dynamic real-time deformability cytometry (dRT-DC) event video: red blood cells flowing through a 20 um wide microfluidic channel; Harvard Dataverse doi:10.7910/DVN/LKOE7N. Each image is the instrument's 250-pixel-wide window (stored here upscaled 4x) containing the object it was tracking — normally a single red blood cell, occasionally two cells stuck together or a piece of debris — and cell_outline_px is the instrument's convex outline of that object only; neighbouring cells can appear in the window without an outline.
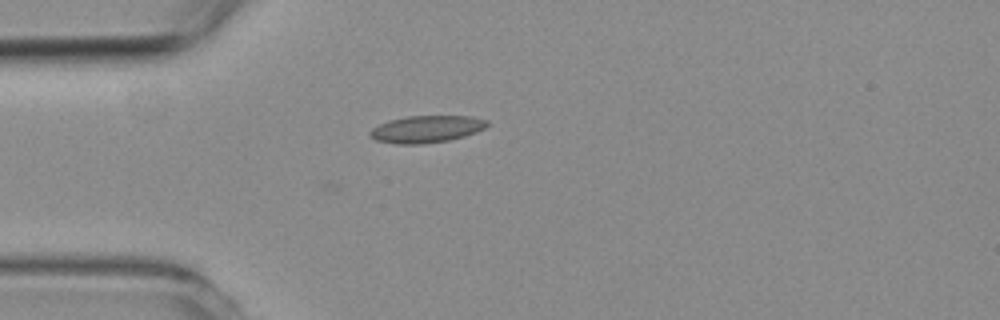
{"species": "common noctule bat (a hibernating species)", "species_latin": "Nyctalus noctula", "temperature_condition": "room temperature", "stored_images_in_passage": 2, "camera_frame_rate_fps": 3000, "um_per_image_px": 0.085, "animal": {"sex": "female", "body_mass_g": 19.3, "forearm_length_mm": 54.1}, "frame": {"image": 1, "passage_image": 2, "time_ms": 0.333, "image_size_px": [1000, 320], "cell_outline_px": [[488, 124], [484, 128], [476, 132], [464, 136], [448, 140], [420, 144], [396, 144], [376, 140], [368, 132], [372, 128], [388, 120], [408, 116], [472, 116], [488, 120]], "centroid_in_image_um": [36.25, 10.96], "position_along_channel_um": 48.8, "area_um2": 18.38}}